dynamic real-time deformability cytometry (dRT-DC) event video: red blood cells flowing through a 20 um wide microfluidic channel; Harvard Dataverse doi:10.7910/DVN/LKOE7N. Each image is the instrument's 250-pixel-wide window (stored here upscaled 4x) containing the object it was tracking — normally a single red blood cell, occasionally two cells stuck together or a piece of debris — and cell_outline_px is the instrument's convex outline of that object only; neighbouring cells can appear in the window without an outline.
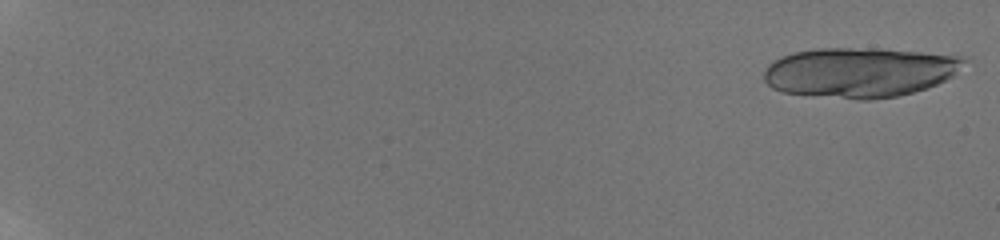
{"species": "human", "species_latin": "Homo sapiens", "temperature_condition": "room temperature", "stored_images_in_passage": 28, "camera_frame_rate_fps": 3000, "um_per_image_px": 0.085, "donor": {"sex": "male"}, "frame": {"image": 1, "passage_image": 1, "time_ms": 0.0, "image_size_px": [1000, 240], "cell_outline_px": [[972, 56], [956, 76], [928, 88], [896, 96], [872, 100], [856, 100], [784, 92], [772, 88], [764, 80], [764, 68], [768, 64], [792, 52], [816, 48], [876, 48]], "centroid_in_image_um": [73.18, 6.13], "position_along_channel_um": 11.8, "area_um2": 59.13}}
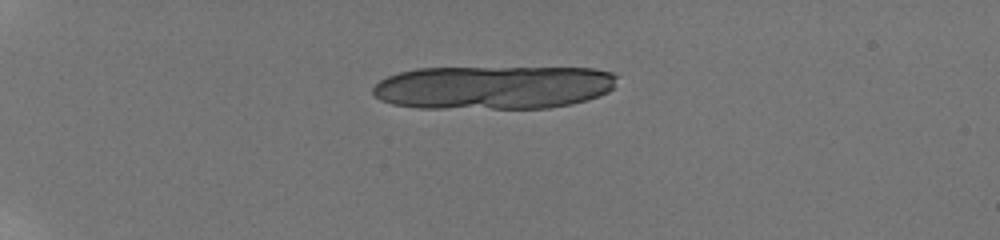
{"frame": {"image": 2, "passage_image": 16, "time_ms": 5.0, "image_size_px": [1000, 240], "cell_outline_px": [[616, 76], [612, 88], [608, 92], [600, 96], [588, 100], [572, 104], [548, 108], [420, 108], [392, 104], [380, 100], [372, 92], [372, 88], [380, 80], [388, 76], [400, 72], [416, 68], [592, 68], [612, 72]], "centroid_in_image_um": [41.93, 7.43], "position_along_channel_um": 43.1, "area_um2": 62.19}}